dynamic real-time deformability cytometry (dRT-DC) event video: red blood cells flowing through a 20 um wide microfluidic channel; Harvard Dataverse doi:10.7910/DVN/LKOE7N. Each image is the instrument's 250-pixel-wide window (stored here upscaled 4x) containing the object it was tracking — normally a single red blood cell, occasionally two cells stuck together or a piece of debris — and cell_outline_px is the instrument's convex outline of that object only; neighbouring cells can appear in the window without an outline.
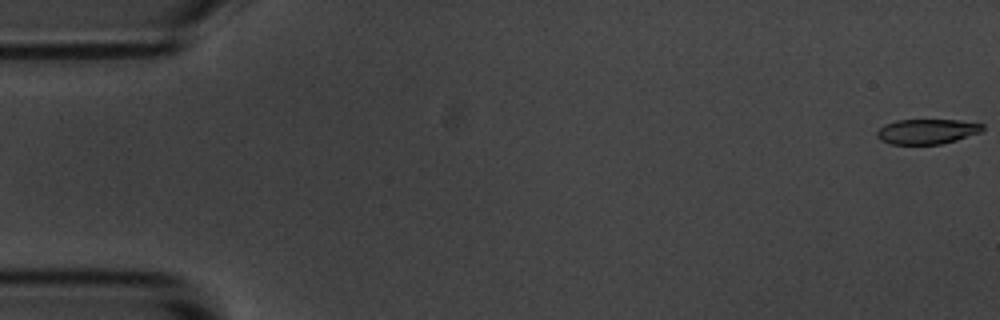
{"species": "common noctule bat (a hibernating species)", "species_latin": "Nyctalus noctula", "temperature_condition": "room temperature", "stored_images_in_passage": 11, "camera_frame_rate_fps": 3000, "um_per_image_px": 0.085, "animal": {"sex": "male", "body_mass_g": 20.1, "forearm_length_mm": 53.5}, "frame": {"image": 1, "passage_image": 1, "time_ms": 0.0, "image_size_px": [1000, 320], "cell_outline_px": [[984, 128], [980, 132], [956, 140], [940, 144], [892, 144], [880, 140], [876, 136], [876, 132], [884, 124], [896, 120], [956, 120], [984, 124]], "centroid_in_image_um": [78.76, 11.17], "position_along_channel_um": 6.2, "area_um2": 15.32}}